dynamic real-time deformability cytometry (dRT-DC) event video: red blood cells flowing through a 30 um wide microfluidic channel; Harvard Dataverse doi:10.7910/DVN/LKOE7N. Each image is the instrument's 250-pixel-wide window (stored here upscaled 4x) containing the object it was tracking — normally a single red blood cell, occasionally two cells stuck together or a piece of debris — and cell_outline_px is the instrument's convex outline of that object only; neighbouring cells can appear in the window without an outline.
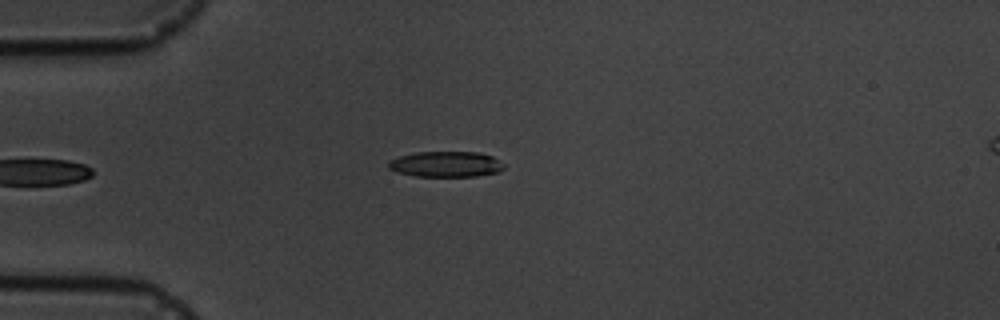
{"species": "common noctule bat (a hibernating species)", "species_latin": "Nyctalus noctula", "temperature_condition": "cold", "stored_images_in_passage": 4, "camera_frame_rate_fps": 3000, "um_per_image_px": 0.085, "animal": {"sex": "male", "body_mass_g": 19.5, "forearm_length_mm": 54.6}, "frame": {"image": 1, "passage_image": 4, "time_ms": 3.333, "image_size_px": [1000, 320], "cell_outline_px": [[504, 168], [500, 172], [476, 176], [416, 176], [396, 172], [388, 168], [388, 160], [400, 156], [416, 152], [480, 152], [492, 156], [504, 164]], "centroid_in_image_um": [37.9, 13.95], "position_along_channel_um": 47.1, "area_um2": 17.34}}